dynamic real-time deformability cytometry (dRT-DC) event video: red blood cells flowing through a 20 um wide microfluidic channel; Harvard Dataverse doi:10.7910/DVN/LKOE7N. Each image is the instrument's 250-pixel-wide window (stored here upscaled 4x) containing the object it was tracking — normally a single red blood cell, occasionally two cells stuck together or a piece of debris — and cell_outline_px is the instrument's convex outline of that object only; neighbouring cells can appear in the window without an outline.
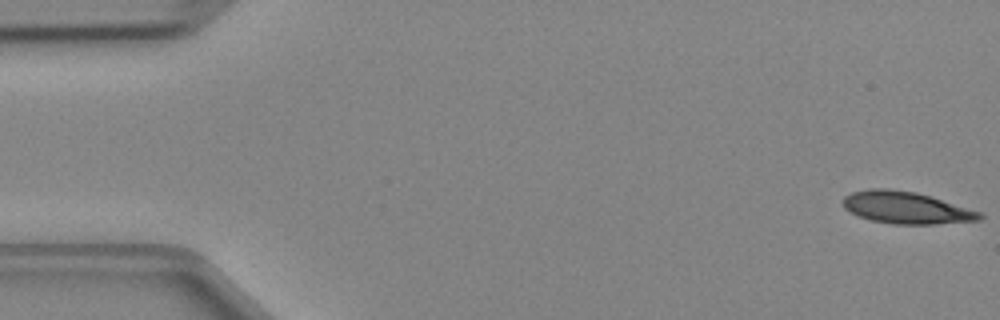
{"species": "Egyptian fruit bat (a non-hibernating species)", "species_latin": "Rousettus aegyptiacus", "temperature_condition": "cold", "stored_images_in_passage": 10, "camera_frame_rate_fps": 3000, "um_per_image_px": 0.085, "animal": {"sex": "female"}, "frame": {"image": 1, "passage_image": 1, "time_ms": 0.0, "image_size_px": [1000, 320], "cell_outline_px": [[984, 216], [980, 220], [936, 224], [892, 224], [872, 220], [860, 216], [844, 208], [844, 196], [852, 192], [868, 188], [888, 188], [916, 192], [932, 196], [984, 212]], "centroid_in_image_um": [77.09, 17.64], "position_along_channel_um": 7.9, "area_um2": 25.72}}